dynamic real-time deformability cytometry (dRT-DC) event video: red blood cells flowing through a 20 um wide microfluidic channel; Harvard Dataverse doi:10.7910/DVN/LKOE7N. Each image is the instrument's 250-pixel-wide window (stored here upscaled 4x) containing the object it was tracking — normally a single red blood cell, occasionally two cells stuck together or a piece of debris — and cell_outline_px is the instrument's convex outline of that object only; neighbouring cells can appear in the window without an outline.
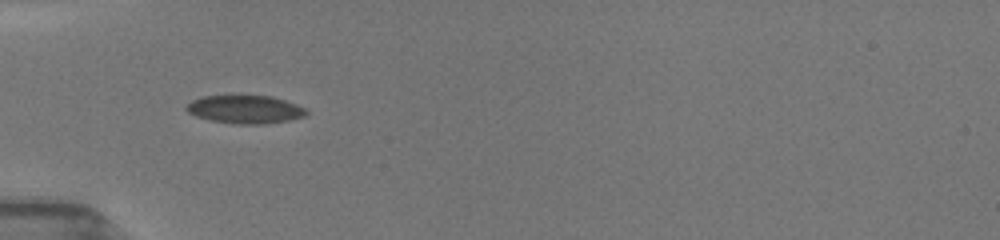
{"species": "common noctule bat (a hibernating species)", "species_latin": "Nyctalus noctula", "temperature_condition": "room temperature", "stored_images_in_passage": 13, "camera_frame_rate_fps": 3000, "um_per_image_px": 0.085, "animal": {"sex": "female", "body_mass_g": 19.5, "forearm_length_mm": 54.1}, "frame": {"image": 1, "passage_image": 3, "time_ms": 1.0, "image_size_px": [1000, 240], "cell_outline_px": [[308, 112], [304, 116], [288, 120], [264, 124], [236, 124], [212, 120], [196, 116], [188, 112], [184, 108], [192, 100], [200, 96], [232, 92], [272, 96], [296, 104], [304, 108]], "centroid_in_image_um": [20.77, 9.23], "position_along_channel_um": 64.2, "area_um2": 20.52}}
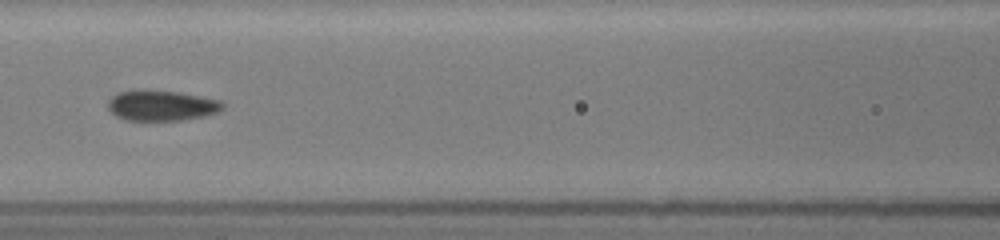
{"frame": {"image": 2, "passage_image": 9, "time_ms": 3.333, "image_size_px": [1000, 240], "cell_outline_px": [[224, 108], [216, 112], [204, 116], [180, 120], [128, 120], [116, 116], [108, 108], [108, 100], [116, 92], [140, 88], [176, 92], [200, 96], [220, 100], [224, 104]], "centroid_in_image_um": [13.69, 8.94], "position_along_channel_um": 152.9, "area_um2": 20.52}}
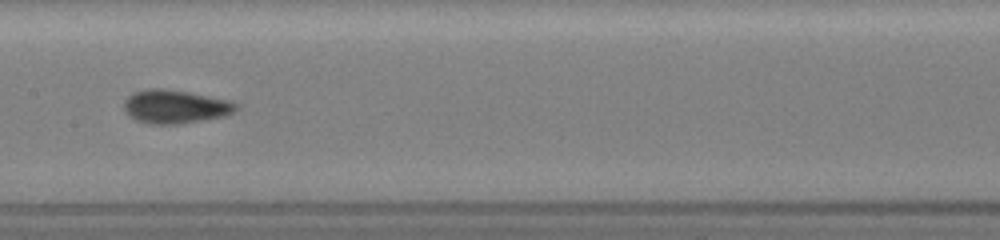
{"frame": {"image": 3, "passage_image": 11, "time_ms": 4.333, "image_size_px": [1000, 240], "cell_outline_px": [[240, 108], [236, 112], [224, 116], [180, 124], [148, 124], [136, 120], [128, 116], [124, 112], [124, 100], [132, 92], [144, 88], [160, 88], [188, 92], [232, 100], [240, 104]], "centroid_in_image_um": [14.91, 9.06], "position_along_channel_um": 192.5, "area_um2": 22.43}}